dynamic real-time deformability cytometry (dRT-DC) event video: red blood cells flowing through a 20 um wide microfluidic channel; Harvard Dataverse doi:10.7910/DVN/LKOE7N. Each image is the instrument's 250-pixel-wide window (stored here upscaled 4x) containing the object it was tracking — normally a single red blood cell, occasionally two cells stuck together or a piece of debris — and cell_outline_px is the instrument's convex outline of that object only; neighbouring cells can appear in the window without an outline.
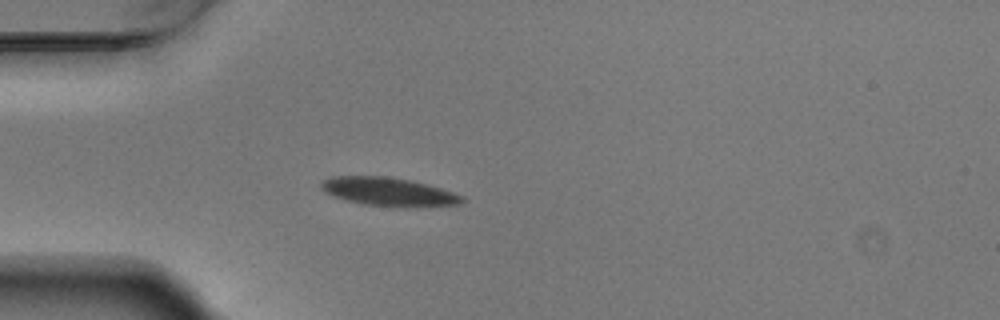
{"species": "Egyptian fruit bat (a non-hibernating species)", "species_latin": "Rousettus aegyptiacus", "temperature_condition": "warm", "stored_images_in_passage": 4, "camera_frame_rate_fps": 3000, "um_per_image_px": 0.085, "animal": {"sex": "male"}, "frame": {"image": 1, "passage_image": 4, "time_ms": 1.0, "image_size_px": [1000, 320], "cell_outline_px": [[464, 204], [408, 208], [404, 208], [360, 204], [332, 196], [324, 192], [320, 188], [320, 184], [324, 180], [332, 176], [388, 176], [412, 180], [428, 184], [464, 196]], "centroid_in_image_um": [33.05, 16.31], "position_along_channel_um": 51.9, "area_um2": 23.93}}